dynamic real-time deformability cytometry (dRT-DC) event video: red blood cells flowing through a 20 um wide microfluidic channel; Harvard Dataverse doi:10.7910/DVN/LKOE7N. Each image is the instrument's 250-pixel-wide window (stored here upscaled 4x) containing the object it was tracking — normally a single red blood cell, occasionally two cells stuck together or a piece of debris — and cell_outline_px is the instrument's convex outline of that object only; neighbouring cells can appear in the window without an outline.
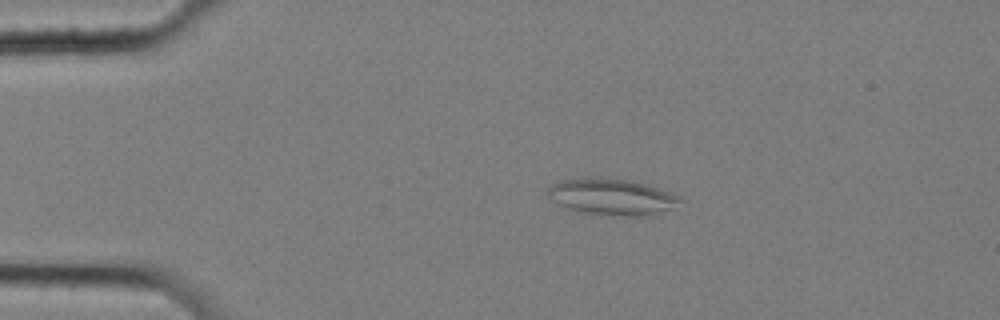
{"species": "common noctule bat (a hibernating species)", "species_latin": "Nyctalus noctula", "temperature_condition": "cold", "stored_images_in_passage": 47, "camera_frame_rate_fps": 3000, "um_per_image_px": 0.085, "animal": {"sex": "female", "body_mass_g": 25.1}, "frame": {"image": 1, "passage_image": 1, "time_ms": 0.0, "image_size_px": [1000, 320], "cell_outline_px": [[684, 200], [672, 208], [656, 212], [636, 216], [612, 216], [576, 212], [552, 200], [548, 196], [548, 188], [552, 184], [560, 180], [584, 176], [588, 176], [632, 180], [668, 192]], "centroid_in_image_um": [51.91, 16.71], "position_along_channel_um": 33.1, "area_um2": 27.98}}
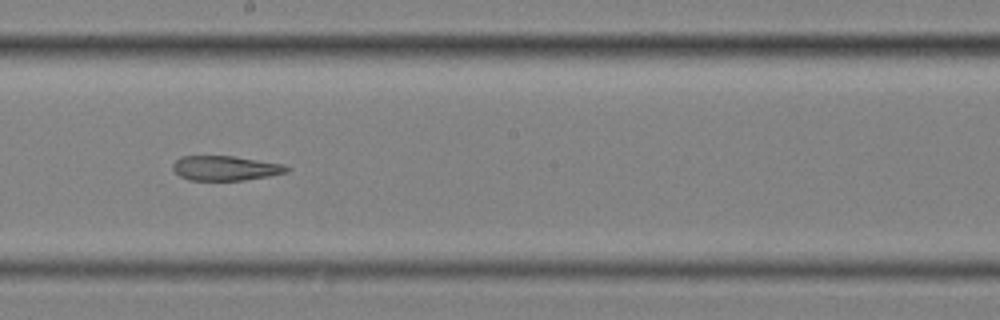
{"frame": {"image": 2, "passage_image": 22, "time_ms": 7.0, "image_size_px": [1000, 320], "cell_outline_px": [[292, 168], [288, 172], [268, 176], [244, 180], [188, 180], [180, 176], [172, 168], [172, 164], [180, 156], [232, 156], [284, 164]], "centroid_in_image_um": [19.17, 14.29], "position_along_channel_um": 229.0, "area_um2": 16.42}}
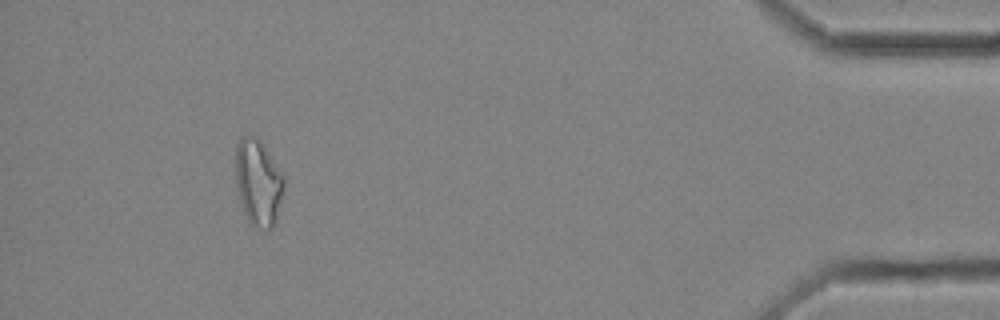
{"frame": {"image": 3, "passage_image": 43, "time_ms": 14.0, "image_size_px": [1000, 320], "cell_outline_px": [[284, 184], [276, 224], [272, 228], [252, 228], [244, 212], [240, 200], [236, 184], [236, 144], [240, 136], [256, 136], [264, 144], [284, 176]], "centroid_in_image_um": [21.95, 15.51], "position_along_channel_um": 413.3, "area_um2": 24.51}}